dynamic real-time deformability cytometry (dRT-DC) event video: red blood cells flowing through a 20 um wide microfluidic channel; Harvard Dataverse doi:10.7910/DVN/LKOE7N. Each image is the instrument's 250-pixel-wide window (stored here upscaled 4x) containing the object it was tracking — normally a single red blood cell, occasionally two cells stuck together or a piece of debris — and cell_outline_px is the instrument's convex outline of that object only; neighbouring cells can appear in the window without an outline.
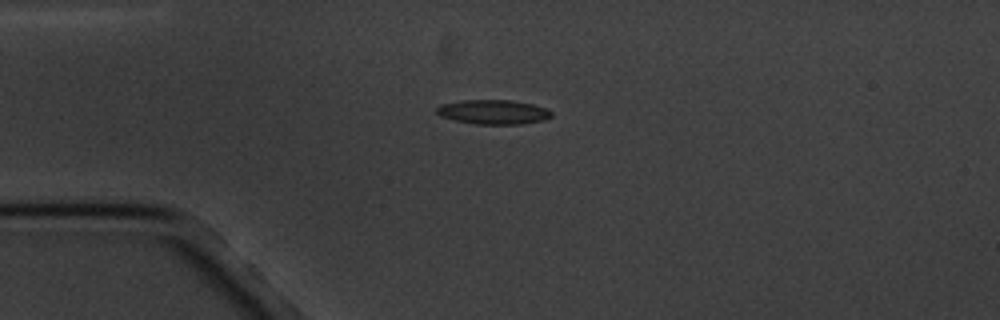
{"species": "common noctule bat (a hibernating species)", "species_latin": "Nyctalus noctula", "temperature_condition": "cold", "stored_images_in_passage": 6, "camera_frame_rate_fps": 3000, "um_per_image_px": 0.085, "animal": {"sex": "male", "body_mass_g": 20.1, "forearm_length_mm": 53.5}, "frame": {"image": 1, "passage_image": 3, "time_ms": 3.0, "image_size_px": [1000, 320], "cell_outline_px": [[552, 116], [544, 120], [520, 124], [476, 124], [456, 120], [440, 116], [436, 112], [436, 108], [440, 104], [464, 100], [512, 100], [532, 104], [544, 108], [552, 112]], "centroid_in_image_um": [41.92, 9.51], "position_along_channel_um": 43.1, "area_um2": 16.24}}
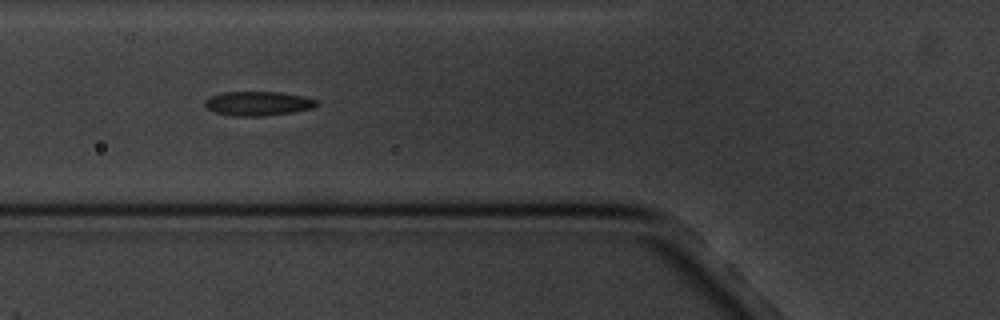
{"frame": {"image": 2, "passage_image": 5, "time_ms": 5.333, "image_size_px": [1000, 320], "cell_outline_px": [[316, 104], [312, 108], [292, 112], [264, 116], [232, 116], [216, 112], [204, 108], [204, 100], [208, 96], [224, 92], [280, 92], [304, 96], [316, 100]], "centroid_in_image_um": [21.86, 8.79], "position_along_channel_um": 103.9, "area_um2": 15.84}}
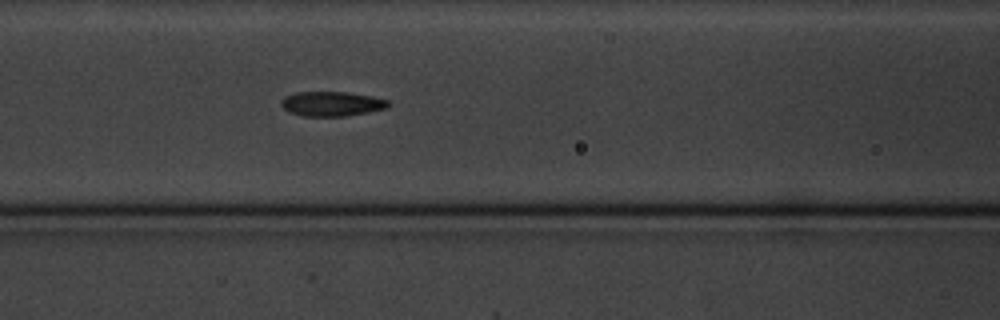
{"frame": {"image": 3, "passage_image": 6, "time_ms": 6.333, "image_size_px": [1000, 320], "cell_outline_px": [[388, 108], [368, 112], [344, 116], [300, 116], [288, 112], [280, 104], [280, 100], [284, 96], [296, 92], [348, 92], [372, 96], [388, 100]], "centroid_in_image_um": [28.15, 8.82], "position_along_channel_um": 138.4, "area_um2": 15.49}}